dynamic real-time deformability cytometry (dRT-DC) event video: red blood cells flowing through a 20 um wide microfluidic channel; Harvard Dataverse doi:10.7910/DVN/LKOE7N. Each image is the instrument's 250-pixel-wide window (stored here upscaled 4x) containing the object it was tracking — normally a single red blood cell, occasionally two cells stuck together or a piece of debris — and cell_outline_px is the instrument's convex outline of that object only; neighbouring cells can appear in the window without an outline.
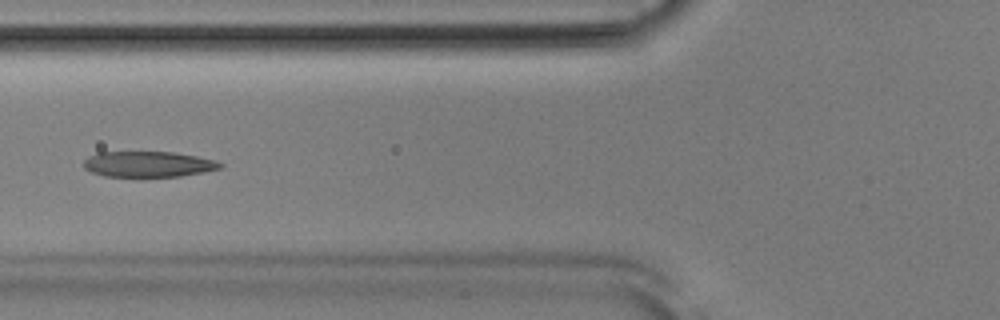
{"species": "Egyptian fruit bat (a non-hibernating species)", "species_latin": "Rousettus aegyptiacus", "temperature_condition": "room temperature", "stored_images_in_passage": 54, "segment_of_instrument_passage": [1, 2], "camera_frame_rate_fps": 3000, "um_per_image_px": 0.085, "animal": {"sex": "male"}, "frame": {"image": 1, "passage_image": 21, "time_ms": 6.667, "image_size_px": [1000, 320], "cell_outline_px": [[224, 164], [220, 168], [204, 172], [180, 176], [104, 176], [92, 172], [84, 168], [84, 160], [88, 156], [96, 152], [172, 152], [196, 156], [216, 160]], "centroid_in_image_um": [12.59, 13.95], "position_along_channel_um": 113.2, "area_um2": 20.35}}
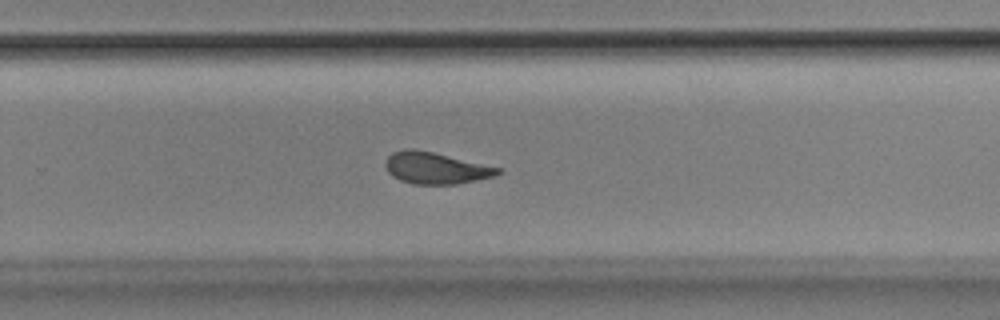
{"frame": {"image": 2, "passage_image": 35, "time_ms": 11.333, "image_size_px": [1000, 320], "cell_outline_px": [[500, 172], [496, 176], [456, 184], [412, 184], [400, 180], [392, 176], [388, 172], [384, 164], [388, 156], [392, 152], [404, 148], [416, 148], [500, 168]], "centroid_in_image_um": [36.97, 14.28], "position_along_channel_um": 292.8, "area_um2": 20.69}}
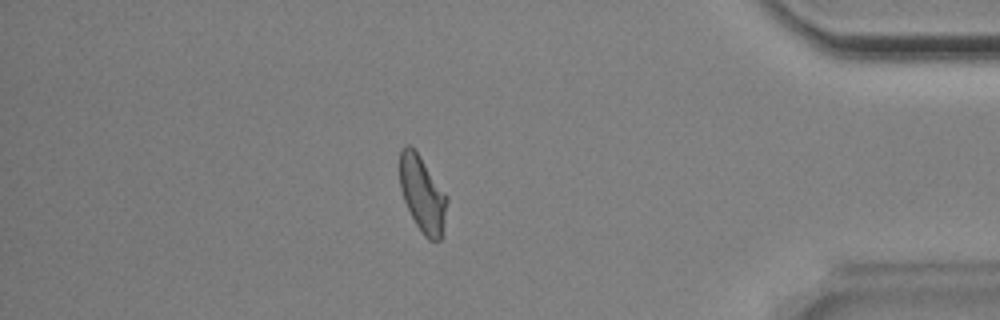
{"frame": {"image": 3, "passage_image": 46, "time_ms": 15.0, "image_size_px": [1000, 320], "cell_outline_px": [[448, 200], [444, 236], [440, 240], [428, 240], [424, 236], [416, 224], [404, 200], [400, 188], [400, 148], [404, 144], [408, 144], [420, 156], [448, 196]], "centroid_in_image_um": [35.94, 16.54], "position_along_channel_um": 399.3, "area_um2": 21.15}}